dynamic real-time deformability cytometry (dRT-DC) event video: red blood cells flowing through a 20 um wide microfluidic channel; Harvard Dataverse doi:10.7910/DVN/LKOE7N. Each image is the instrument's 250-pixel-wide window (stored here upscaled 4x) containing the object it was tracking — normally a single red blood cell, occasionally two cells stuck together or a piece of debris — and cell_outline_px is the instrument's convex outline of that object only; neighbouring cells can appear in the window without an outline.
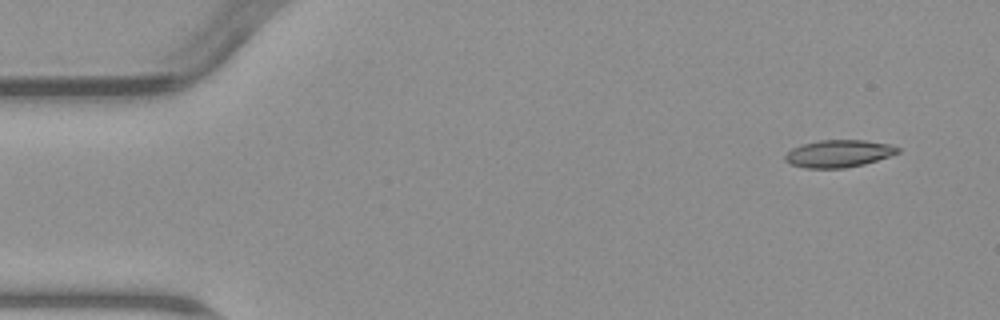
{"species": "common noctule bat (a hibernating species)", "species_latin": "Nyctalus noctula", "temperature_condition": "warm", "stored_images_in_passage": 4, "camera_frame_rate_fps": 3000, "um_per_image_px": 0.085, "animal": {"sex": "male", "body_mass_g": 23.1, "forearm_length_mm": 52.7}, "frame": {"image": 1, "passage_image": 1, "time_ms": 0.0, "image_size_px": [1000, 320], "cell_outline_px": [[900, 152], [864, 164], [844, 168], [804, 168], [792, 164], [784, 160], [784, 156], [792, 148], [804, 144], [820, 140], [864, 140], [888, 144], [900, 148]], "centroid_in_image_um": [71.27, 13.05], "position_along_channel_um": 13.7, "area_um2": 17.74}}
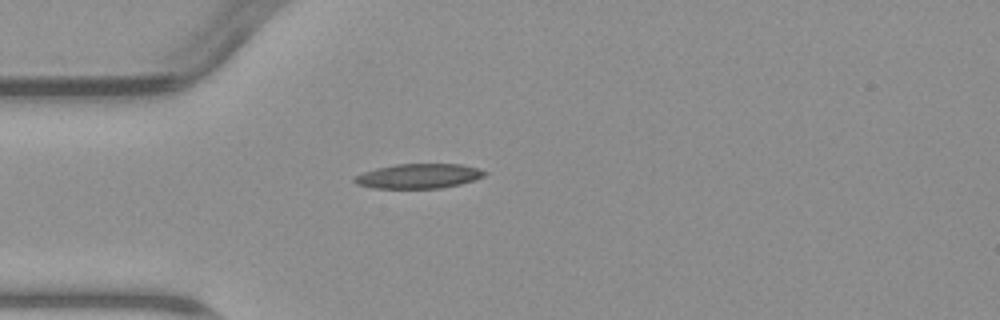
{"frame": {"image": 2, "passage_image": 4, "time_ms": 3.667, "image_size_px": [1000, 320], "cell_outline_px": [[488, 172], [484, 176], [460, 184], [440, 188], [372, 188], [356, 184], [352, 180], [356, 176], [364, 172], [376, 168], [396, 164], [460, 164], [476, 168]], "centroid_in_image_um": [35.55, 14.96], "position_along_channel_um": 49.4, "area_um2": 18.55}}